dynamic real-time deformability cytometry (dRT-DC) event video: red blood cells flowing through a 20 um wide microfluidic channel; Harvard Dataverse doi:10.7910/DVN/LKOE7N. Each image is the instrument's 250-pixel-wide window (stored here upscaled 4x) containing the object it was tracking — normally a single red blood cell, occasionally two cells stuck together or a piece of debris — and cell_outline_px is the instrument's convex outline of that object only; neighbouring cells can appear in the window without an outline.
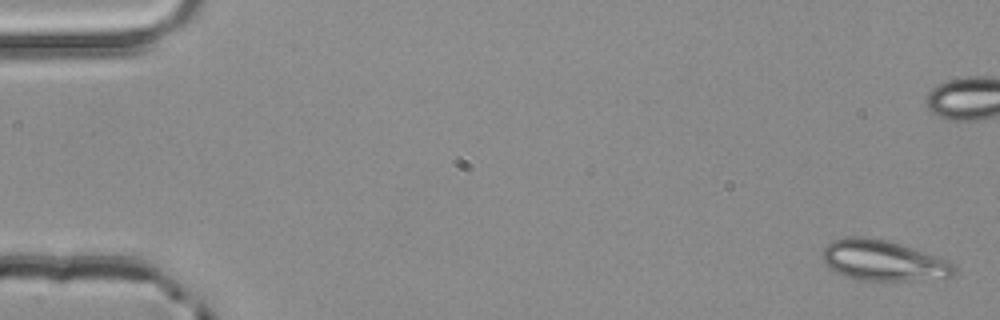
{"species": "common noctule bat (a hibernating species)", "species_latin": "Nyctalus noctula", "temperature_condition": "room temperature", "stored_images_in_passage": 5, "camera_frame_rate_fps": 3000, "um_per_image_px": 0.085, "animal": {"sex": "male", "body_mass_g": 20.4}, "frame": {"image": 1, "passage_image": 1, "time_ms": 0.0, "image_size_px": [1000, 320], "cell_outline_px": [[956, 272], [952, 276], [916, 280], [856, 280], [844, 276], [828, 268], [824, 264], [820, 256], [824, 248], [832, 240], [848, 236], [864, 236], [884, 240], [900, 244], [936, 256], [952, 264], [956, 268]], "centroid_in_image_um": [74.98, 22.14], "position_along_channel_um": 10.0, "area_um2": 31.04}}